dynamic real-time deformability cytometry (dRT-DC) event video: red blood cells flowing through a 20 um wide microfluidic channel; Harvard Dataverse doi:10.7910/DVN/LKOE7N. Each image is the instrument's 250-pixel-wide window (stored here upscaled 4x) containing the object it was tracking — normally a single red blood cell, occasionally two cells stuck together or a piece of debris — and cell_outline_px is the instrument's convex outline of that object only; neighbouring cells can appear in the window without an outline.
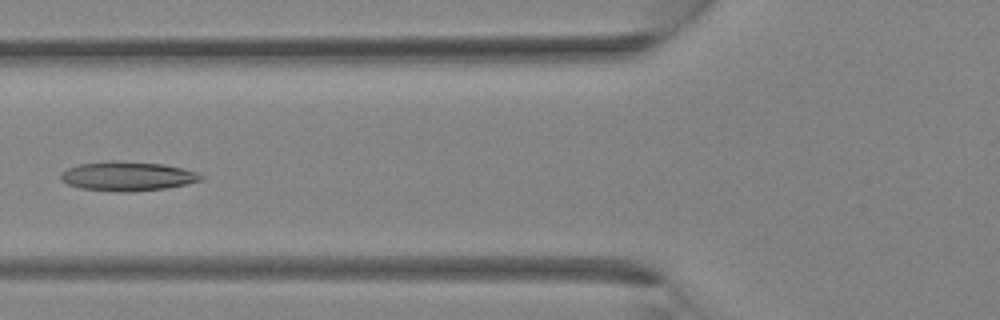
{"species": "Egyptian fruit bat (a non-hibernating species)", "species_latin": "Rousettus aegyptiacus", "temperature_condition": "room temperature", "stored_images_in_passage": 30, "camera_frame_rate_fps": 3000, "um_per_image_px": 0.085, "animal": {"sex": "female"}, "frame": {"image": 1, "passage_image": 12, "time_ms": 3.667, "image_size_px": [1000, 320], "cell_outline_px": [[204, 180], [188, 184], [164, 188], [128, 192], [120, 192], [80, 188], [68, 184], [60, 180], [60, 172], [76, 164], [108, 160], [116, 160], [164, 164], [184, 168], [196, 172], [204, 176]], "centroid_in_image_um": [10.83, 14.96], "position_along_channel_um": 115.0, "area_um2": 24.28}}
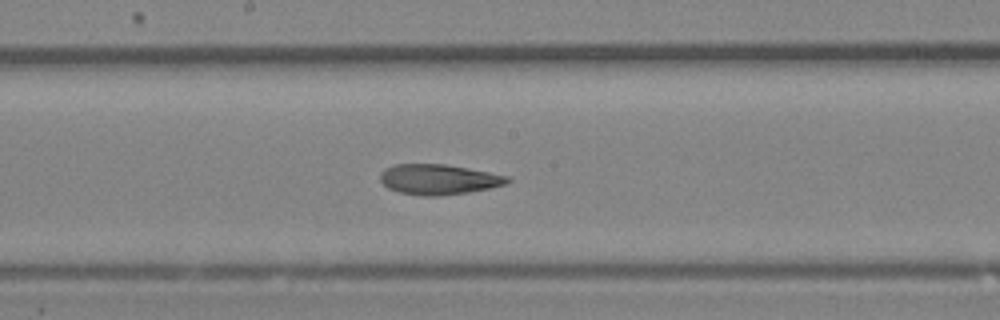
{"frame": {"image": 2, "passage_image": 17, "time_ms": 5.333, "image_size_px": [1000, 320], "cell_outline_px": [[512, 180], [504, 184], [488, 188], [468, 192], [440, 196], [424, 196], [400, 192], [388, 188], [380, 180], [380, 172], [384, 168], [396, 164], [444, 164], [468, 168], [512, 176]], "centroid_in_image_um": [37.29, 15.24], "position_along_channel_um": 210.9, "area_um2": 22.48}}
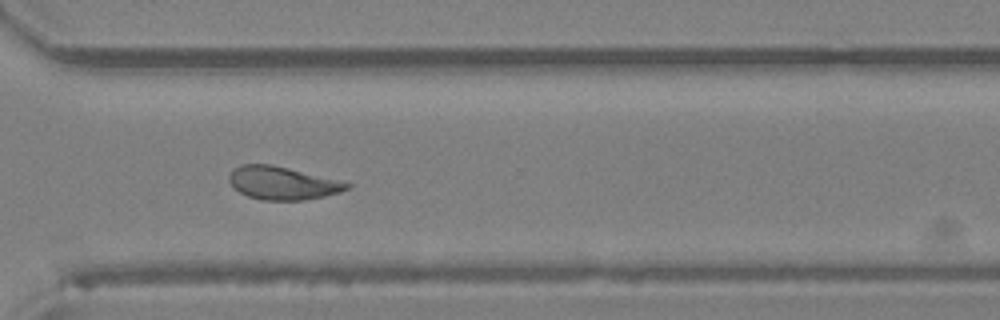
{"frame": {"image": 3, "passage_image": 24, "time_ms": 7.667, "image_size_px": [1000, 320], "cell_outline_px": [[352, 184], [348, 188], [340, 192], [324, 196], [304, 200], [260, 200], [248, 196], [232, 188], [228, 180], [228, 176], [240, 164], [272, 164]], "centroid_in_image_um": [23.95, 15.57], "position_along_channel_um": 346.7, "area_um2": 22.43}}